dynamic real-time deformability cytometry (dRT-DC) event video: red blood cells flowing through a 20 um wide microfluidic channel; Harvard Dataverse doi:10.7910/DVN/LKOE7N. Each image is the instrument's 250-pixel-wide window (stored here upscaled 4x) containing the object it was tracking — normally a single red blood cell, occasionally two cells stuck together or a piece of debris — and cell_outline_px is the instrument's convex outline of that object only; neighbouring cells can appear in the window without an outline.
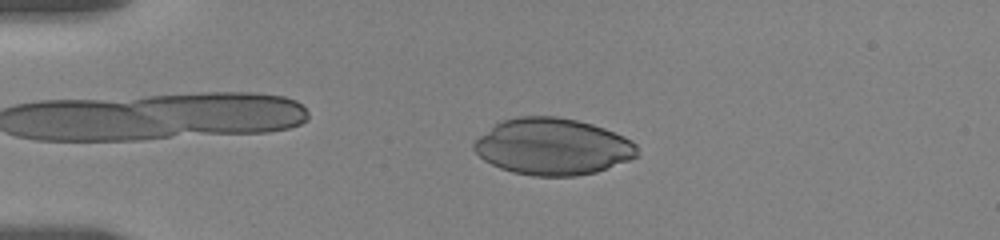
{"species": "human", "species_latin": "Homo sapiens", "temperature_condition": "room temperature", "stored_images_in_passage": 38, "camera_frame_rate_fps": 3000, "um_per_image_px": 0.085, "donor": {"sex": "female"}, "frame": {"image": 1, "passage_image": 13, "time_ms": 4.0, "image_size_px": [1000, 240], "cell_outline_px": [[640, 156], [596, 172], [576, 176], [532, 176], [512, 172], [500, 168], [484, 160], [472, 148], [472, 144], [480, 136], [496, 124], [504, 120], [516, 116], [556, 116], [576, 120], [592, 124], [604, 128], [624, 136], [632, 140], [636, 144]], "centroid_in_image_um": [47.0, 12.47], "position_along_channel_um": 38.0, "area_um2": 53.93}}
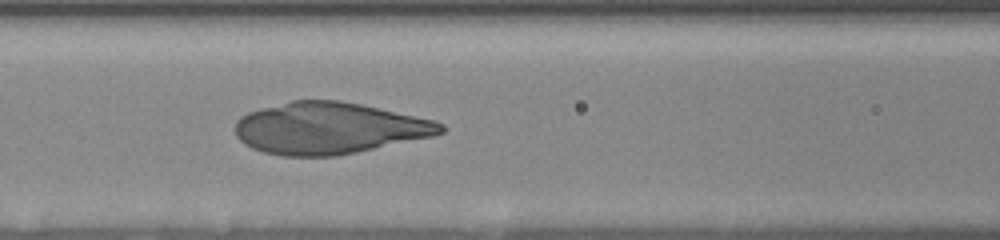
{"frame": {"image": 2, "passage_image": 28, "time_ms": 8.0, "image_size_px": [1000, 240], "cell_outline_px": [[444, 132], [432, 136], [356, 152], [336, 156], [280, 156], [264, 152], [252, 148], [244, 144], [236, 136], [236, 120], [240, 116], [248, 112], [292, 100], [340, 100], [360, 104], [432, 120], [444, 124]], "centroid_in_image_um": [27.92, 10.9], "position_along_channel_um": 138.7, "area_um2": 61.44}}
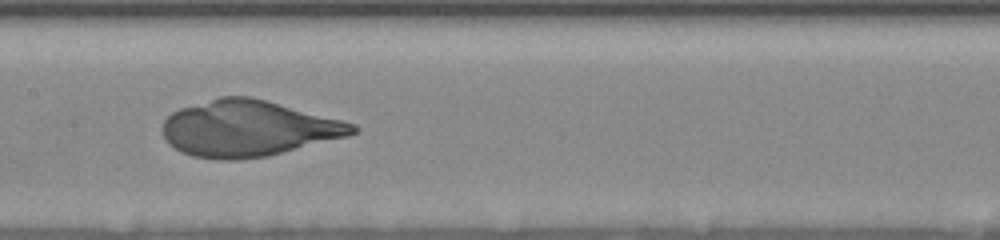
{"frame": {"image": 3, "passage_image": 37, "time_ms": 9.333, "image_size_px": [1000, 240], "cell_outline_px": [[360, 128], [356, 132], [348, 136], [268, 156], [236, 160], [216, 160], [192, 156], [180, 152], [168, 144], [164, 136], [164, 120], [172, 112], [180, 108], [220, 96], [248, 96], [264, 100], [356, 124]], "centroid_in_image_um": [21.07, 10.93], "position_along_channel_um": 186.3, "area_um2": 61.79}}